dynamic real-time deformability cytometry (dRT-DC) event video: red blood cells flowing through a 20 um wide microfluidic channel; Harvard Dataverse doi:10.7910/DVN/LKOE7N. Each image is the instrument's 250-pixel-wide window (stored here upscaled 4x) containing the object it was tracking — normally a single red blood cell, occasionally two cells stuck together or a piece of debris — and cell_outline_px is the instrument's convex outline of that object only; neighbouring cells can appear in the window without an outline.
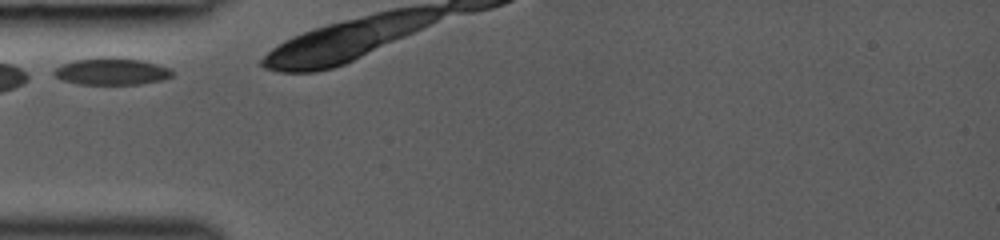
{"species": "common noctule bat (a hibernating species)", "species_latin": "Nyctalus noctula", "temperature_condition": "room temperature", "stored_images_in_passage": 8, "camera_frame_rate_fps": 3000, "um_per_image_px": 0.085, "animal": {"sex": "female", "body_mass_g": 19.0, "forearm_length_mm": 53.3}, "frame": {"image": 1, "passage_image": 1, "time_ms": 0.0, "image_size_px": [1000, 240], "cell_outline_px": [[172, 76], [160, 80], [140, 84], [80, 84], [64, 80], [56, 76], [52, 72], [56, 68], [64, 64], [76, 60], [104, 56], [112, 56], [140, 60], [156, 64], [168, 68], [172, 72]], "centroid_in_image_um": [9.48, 6.06], "position_along_channel_um": 75.5, "area_um2": 18.32}}